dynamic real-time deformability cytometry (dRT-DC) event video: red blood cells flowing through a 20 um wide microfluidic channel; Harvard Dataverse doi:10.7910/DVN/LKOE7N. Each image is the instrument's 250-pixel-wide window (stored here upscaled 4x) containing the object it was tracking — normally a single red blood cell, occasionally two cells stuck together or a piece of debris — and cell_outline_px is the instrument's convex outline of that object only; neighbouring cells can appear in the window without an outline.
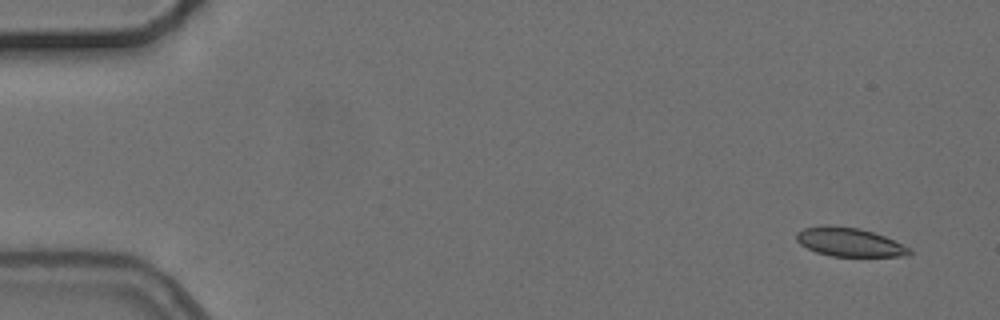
{"species": "common noctule bat (a hibernating species)", "species_latin": "Nyctalus noctula", "temperature_condition": "cold", "stored_images_in_passage": 8, "camera_frame_rate_fps": 3000, "um_per_image_px": 0.085, "animal": {"sex": "female", "body_mass_g": 24.6, "forearm_length_mm": 56.2}, "frame": {"image": 1, "passage_image": 1, "time_ms": 0.0, "image_size_px": [1000, 320], "cell_outline_px": [[912, 252], [908, 256], [832, 256], [816, 252], [800, 244], [796, 240], [796, 232], [804, 228], [824, 224], [828, 224], [860, 228], [884, 236], [912, 248]], "centroid_in_image_um": [72.19, 20.57], "position_along_channel_um": 12.8, "area_um2": 19.07}}
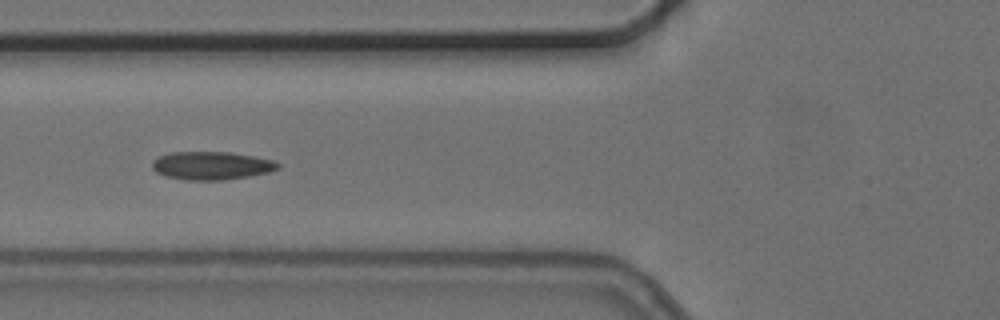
{"frame": {"image": 2, "passage_image": 6, "time_ms": 6.0, "image_size_px": [1000, 320], "cell_outline_px": [[280, 168], [268, 172], [248, 176], [220, 180], [184, 180], [164, 176], [156, 172], [152, 168], [152, 160], [156, 156], [172, 152], [228, 152], [252, 156], [272, 160], [280, 164]], "centroid_in_image_um": [17.91, 14.07], "position_along_channel_um": 107.9, "area_um2": 20.63}}
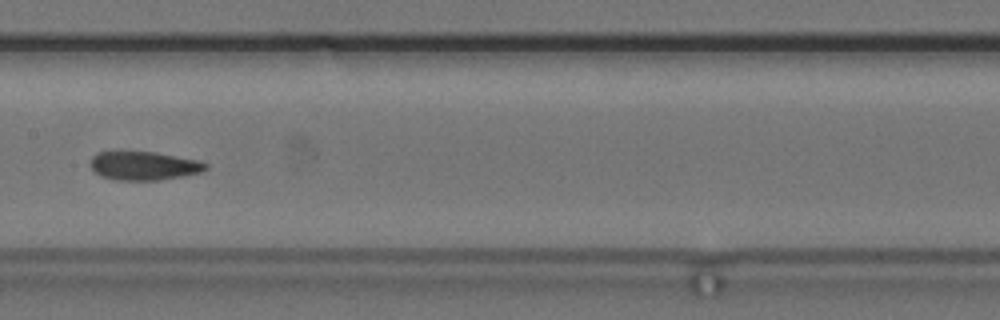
{"frame": {"image": 3, "passage_image": 8, "time_ms": 8.333, "image_size_px": [1000, 320], "cell_outline_px": [[208, 168], [200, 172], [160, 180], [116, 180], [100, 176], [88, 164], [92, 156], [96, 152], [156, 152], [200, 160], [208, 164]], "centroid_in_image_um": [12.22, 14.08], "position_along_channel_um": 195.2, "area_um2": 19.31}}